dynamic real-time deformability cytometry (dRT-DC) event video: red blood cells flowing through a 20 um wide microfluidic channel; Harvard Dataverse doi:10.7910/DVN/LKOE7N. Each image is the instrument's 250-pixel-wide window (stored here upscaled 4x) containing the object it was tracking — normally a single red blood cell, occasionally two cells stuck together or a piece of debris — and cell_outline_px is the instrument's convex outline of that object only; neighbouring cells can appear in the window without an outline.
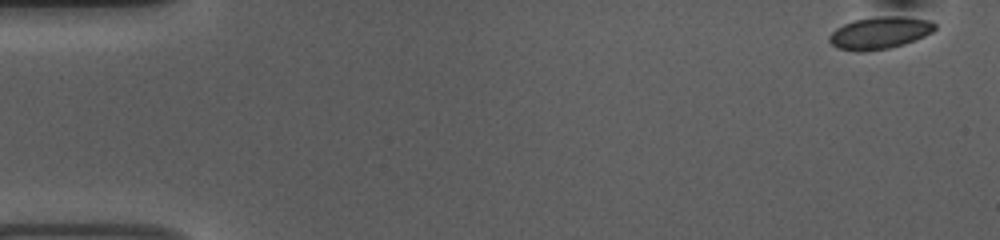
{"species": "common noctule bat (a hibernating species)", "species_latin": "Nyctalus noctula", "temperature_condition": "room temperature", "stored_images_in_passage": 53, "camera_frame_rate_fps": 3000, "um_per_image_px": 0.085, "animal": {"sex": "female", "body_mass_g": 10.0, "forearm_length_mm": 53.1}, "frame": {"image": 1, "passage_image": 1, "time_ms": 0.0, "image_size_px": [1000, 240], "cell_outline_px": [[936, 28], [932, 32], [916, 40], [892, 48], [868, 52], [860, 52], [840, 48], [832, 44], [828, 40], [828, 36], [836, 28], [844, 24], [856, 20], [876, 16], [900, 16], [932, 20], [936, 24]], "centroid_in_image_um": [74.81, 2.8], "position_along_channel_um": 10.2, "area_um2": 20.0}}
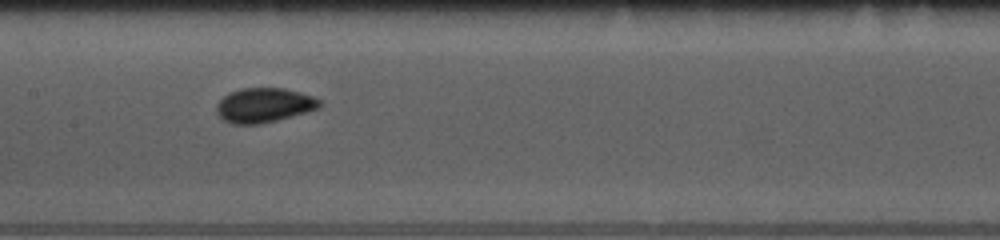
{"frame": {"image": 2, "passage_image": 25, "time_ms": 8.0, "image_size_px": [1000, 240], "cell_outline_px": [[324, 104], [320, 108], [308, 112], [276, 120], [256, 124], [232, 124], [224, 120], [216, 112], [216, 104], [228, 92], [240, 88], [284, 88], [300, 92], [312, 96], [320, 100]], "centroid_in_image_um": [22.46, 8.93], "position_along_channel_um": 184.9, "area_um2": 20.87}}
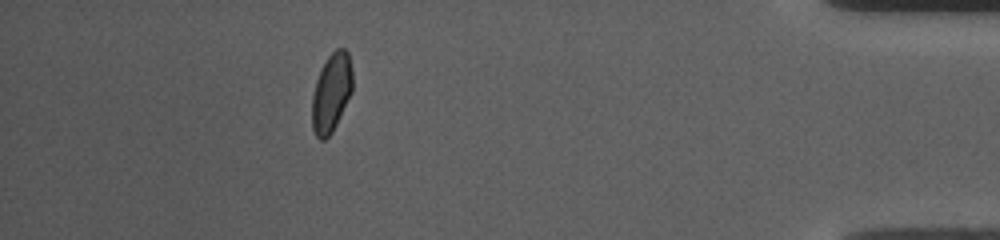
{"frame": {"image": 3, "passage_image": 47, "time_ms": 15.333, "image_size_px": [1000, 240], "cell_outline_px": [[352, 92], [332, 132], [324, 140], [320, 140], [316, 136], [312, 128], [312, 96], [316, 80], [320, 68], [328, 56], [336, 48], [344, 48], [348, 52], [352, 68]], "centroid_in_image_um": [28.16, 7.85], "position_along_channel_um": 407.0, "area_um2": 18.67}, "authors_computed_cell_mechanics": {"area_um2": 19.7676, "velocity_mm_per_s": 3.7204, "shape_relaxation_time_tau1_ms": null, "shape_relaxation_time_tau2_ms": 0.7506, "deformation_change_tau1": null, "deformation_change_tau2": 0.0451}}